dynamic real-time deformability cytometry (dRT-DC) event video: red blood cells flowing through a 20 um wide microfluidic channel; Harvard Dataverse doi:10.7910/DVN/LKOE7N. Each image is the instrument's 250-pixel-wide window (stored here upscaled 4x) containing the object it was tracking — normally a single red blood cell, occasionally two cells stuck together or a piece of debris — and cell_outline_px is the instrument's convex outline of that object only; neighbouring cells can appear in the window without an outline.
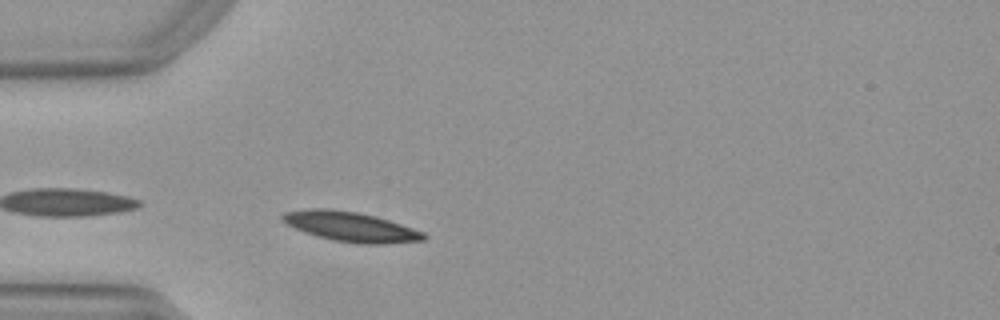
{"species": "Egyptian fruit bat (a non-hibernating species)", "species_latin": "Rousettus aegyptiacus", "temperature_condition": "warm", "stored_images_in_passage": 7, "camera_frame_rate_fps": 3000, "um_per_image_px": 0.085, "animal": {"sex": "female"}, "frame": {"image": 1, "passage_image": 2, "time_ms": 0.333, "image_size_px": [1000, 320], "cell_outline_px": [[428, 236], [424, 240], [384, 244], [360, 244], [332, 240], [316, 236], [304, 232], [280, 220], [280, 216], [284, 212], [308, 208], [332, 208], [356, 212], [376, 216], [424, 232]], "centroid_in_image_um": [29.78, 19.26], "position_along_channel_um": 55.2, "area_um2": 24.62}}